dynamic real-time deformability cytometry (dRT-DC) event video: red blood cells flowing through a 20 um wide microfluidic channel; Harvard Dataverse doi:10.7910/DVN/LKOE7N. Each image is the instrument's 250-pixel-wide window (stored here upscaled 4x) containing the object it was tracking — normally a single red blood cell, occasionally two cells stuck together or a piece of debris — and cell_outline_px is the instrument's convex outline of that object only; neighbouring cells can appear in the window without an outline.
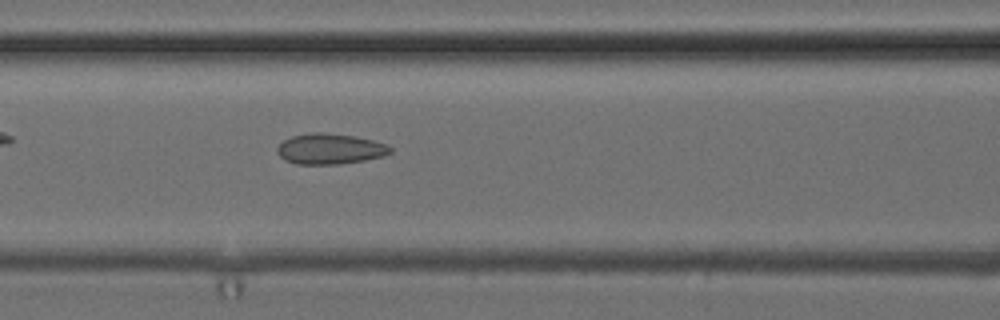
{"species": "common noctule bat (a hibernating species)", "species_latin": "Nyctalus noctula", "temperature_condition": "cold", "stored_images_in_passage": 49, "camera_frame_rate_fps": 3000, "um_per_image_px": 0.085, "animal": {"sex": "female", "body_mass_g": 24.6, "forearm_length_mm": 56.2}, "frame": {"image": 1, "passage_image": 20, "time_ms": 6.333, "image_size_px": [1000, 320], "cell_outline_px": [[392, 152], [384, 156], [364, 160], [340, 164], [296, 164], [284, 160], [276, 152], [276, 148], [284, 140], [292, 136], [312, 132], [320, 132], [356, 136], [388, 144], [392, 148]], "centroid_in_image_um": [28.05, 12.65], "position_along_channel_um": 138.5, "area_um2": 20.29}}
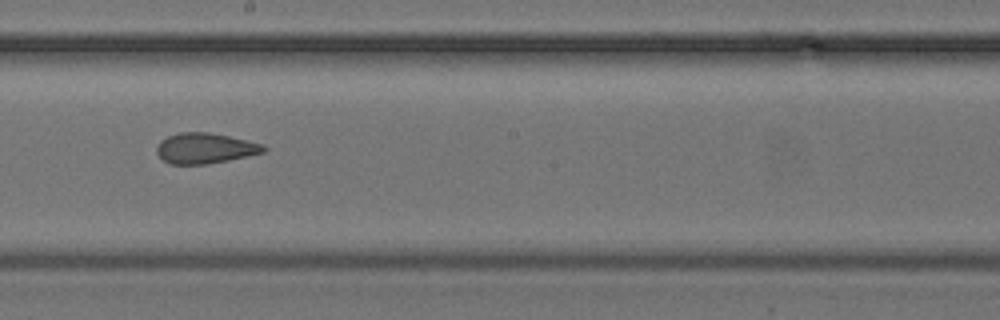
{"frame": {"image": 2, "passage_image": 27, "time_ms": 8.667, "image_size_px": [1000, 320], "cell_outline_px": [[268, 148], [264, 152], [248, 156], [228, 160], [204, 164], [172, 164], [164, 160], [156, 152], [156, 148], [160, 140], [168, 136], [180, 132], [208, 132], [228, 136], [264, 144]], "centroid_in_image_um": [17.44, 12.59], "position_along_channel_um": 230.8, "area_um2": 18.9}}
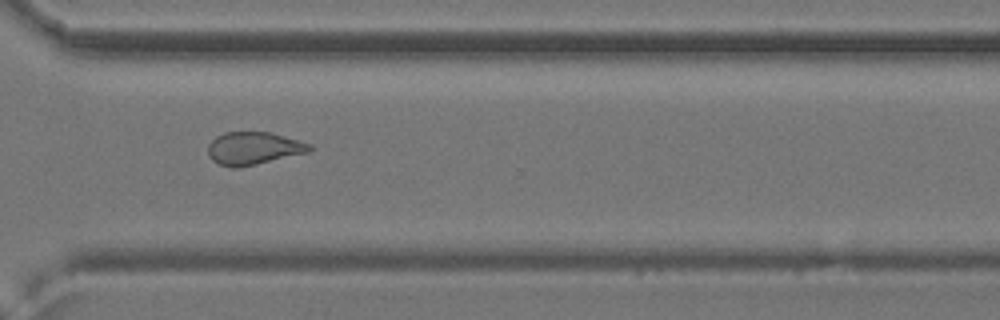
{"frame": {"image": 3, "passage_image": 36, "time_ms": 11.667, "image_size_px": [1000, 320], "cell_outline_px": [[312, 148], [308, 152], [240, 168], [232, 168], [220, 164], [212, 160], [208, 156], [208, 144], [216, 136], [224, 132], [272, 132], [312, 144]], "centroid_in_image_um": [21.54, 12.6], "position_along_channel_um": 349.1, "area_um2": 19.48}, "authors_computed_cell_mechanics": {"area_um2": 20.4612, "velocity_mm_per_s": 3.9604, "shape_relaxation_time_tau1_ms": 5.1746, "shape_relaxation_time_tau2_ms": 2.2439, "deformation_change_tau1": 0.0957, "deformation_change_tau2": 0.0814}}